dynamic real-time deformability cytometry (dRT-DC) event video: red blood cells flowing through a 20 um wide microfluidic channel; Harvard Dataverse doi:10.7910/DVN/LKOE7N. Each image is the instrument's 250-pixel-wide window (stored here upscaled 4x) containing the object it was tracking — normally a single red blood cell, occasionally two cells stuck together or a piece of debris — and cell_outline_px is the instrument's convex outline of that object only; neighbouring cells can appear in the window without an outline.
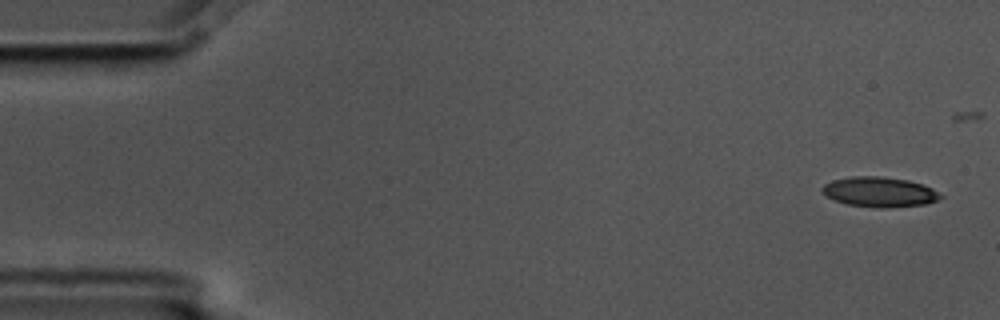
{"species": "common noctule bat (a hibernating species)", "species_latin": "Nyctalus noctula", "temperature_condition": "cold", "stored_images_in_passage": 5, "camera_frame_rate_fps": 3000, "um_per_image_px": 0.085, "animal": {"sex": "male", "body_mass_g": 17.5, "forearm_length_mm": 52.3}, "frame": {"image": 1, "passage_image": 1, "time_ms": 0.0, "image_size_px": [1000, 320], "cell_outline_px": [[944, 196], [936, 200], [924, 204], [888, 208], [876, 208], [848, 204], [836, 200], [828, 196], [820, 188], [824, 184], [832, 180], [852, 176], [880, 176], [908, 180], [932, 188]], "centroid_in_image_um": [74.75, 16.31], "position_along_channel_um": 10.2, "area_um2": 20.52}}
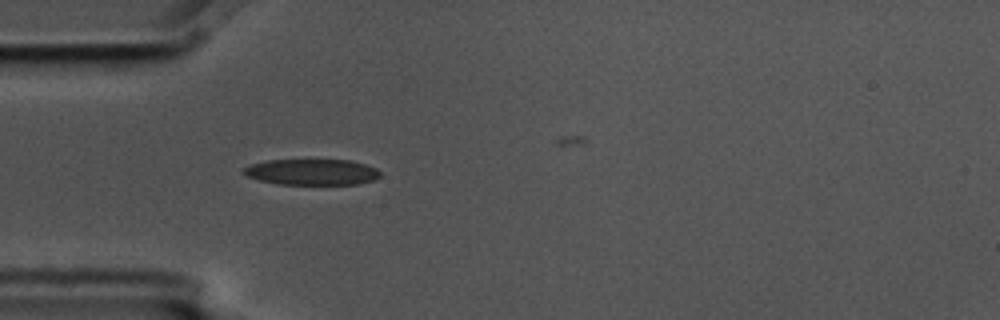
{"frame": {"image": 2, "passage_image": 5, "time_ms": 1.333, "image_size_px": [1000, 320], "cell_outline_px": [[380, 176], [372, 180], [360, 184], [276, 184], [260, 180], [248, 176], [240, 172], [244, 168], [252, 164], [268, 160], [352, 160], [376, 168], [380, 172]], "centroid_in_image_um": [26.51, 14.62], "position_along_channel_um": 58.5, "area_um2": 20.58}}